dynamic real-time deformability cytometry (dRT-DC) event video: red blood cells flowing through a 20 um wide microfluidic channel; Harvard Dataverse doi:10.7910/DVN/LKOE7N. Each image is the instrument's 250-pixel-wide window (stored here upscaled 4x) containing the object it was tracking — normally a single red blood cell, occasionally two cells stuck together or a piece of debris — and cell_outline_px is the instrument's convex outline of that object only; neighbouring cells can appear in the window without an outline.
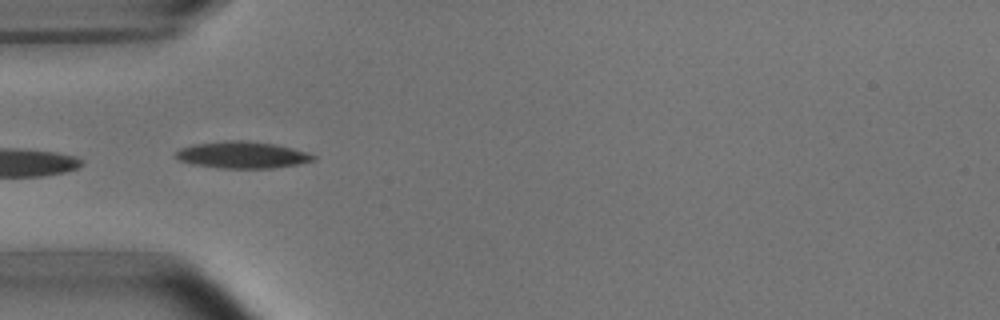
{"species": "common noctule bat (a hibernating species)", "species_latin": "Nyctalus noctula", "temperature_condition": "room temperature", "stored_images_in_passage": 5, "camera_frame_rate_fps": 3000, "um_per_image_px": 0.085, "animal": {"sex": "male", "body_mass_g": 15.6}, "frame": {"image": 1, "passage_image": 4, "time_ms": 3.667, "image_size_px": [1000, 320], "cell_outline_px": [[316, 160], [300, 164], [272, 168], [224, 168], [192, 164], [180, 160], [176, 156], [176, 152], [180, 148], [192, 144], [224, 140], [248, 140], [276, 144], [308, 152], [316, 156]], "centroid_in_image_um": [20.63, 13.15], "position_along_channel_um": 64.4, "area_um2": 21.62}}